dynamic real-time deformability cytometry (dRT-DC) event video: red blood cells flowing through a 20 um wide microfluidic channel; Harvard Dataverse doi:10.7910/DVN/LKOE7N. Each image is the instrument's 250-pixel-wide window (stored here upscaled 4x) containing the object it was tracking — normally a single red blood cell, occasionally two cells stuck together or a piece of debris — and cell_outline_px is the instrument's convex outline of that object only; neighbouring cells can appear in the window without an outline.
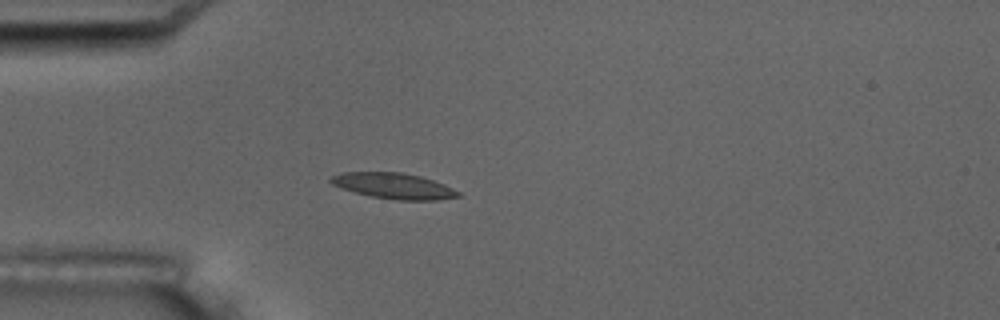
{"species": "common noctule bat (a hibernating species)", "species_latin": "Nyctalus noctula", "temperature_condition": "room temperature", "stored_images_in_passage": 4, "camera_frame_rate_fps": 3000, "um_per_image_px": 0.085, "animal": {"sex": "male", "body_mass_g": 17.5, "forearm_length_mm": 52.3}, "frame": {"image": 1, "passage_image": 4, "time_ms": 3.333, "image_size_px": [1000, 320], "cell_outline_px": [[460, 196], [436, 200], [400, 200], [372, 196], [356, 192], [332, 184], [328, 180], [332, 176], [340, 172], [400, 172], [420, 176], [444, 184], [460, 192]], "centroid_in_image_um": [33.47, 15.79], "position_along_channel_um": 51.5, "area_um2": 18.84}}